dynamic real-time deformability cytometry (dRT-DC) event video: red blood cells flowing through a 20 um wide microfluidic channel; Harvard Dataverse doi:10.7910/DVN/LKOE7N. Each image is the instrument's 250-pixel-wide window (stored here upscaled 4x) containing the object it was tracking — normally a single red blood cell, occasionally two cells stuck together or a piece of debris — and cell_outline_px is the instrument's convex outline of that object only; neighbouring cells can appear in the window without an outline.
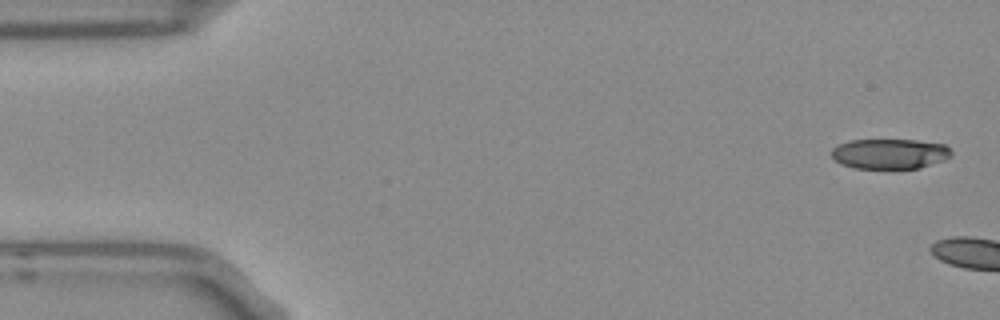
{"species": "Egyptian fruit bat (a non-hibernating species)", "species_latin": "Rousettus aegyptiacus", "temperature_condition": "room temperature", "stored_images_in_passage": 4, "camera_frame_rate_fps": 3000, "um_per_image_px": 0.085, "frame": {"image": 1, "passage_image": 1, "time_ms": 0.0, "image_size_px": [1000, 320], "cell_outline_px": [[952, 156], [944, 160], [920, 168], [856, 168], [840, 164], [832, 156], [832, 148], [836, 144], [848, 140], [916, 140], [944, 144], [952, 152]], "centroid_in_image_um": [75.62, 13.06], "position_along_channel_um": 9.4, "area_um2": 21.1}}